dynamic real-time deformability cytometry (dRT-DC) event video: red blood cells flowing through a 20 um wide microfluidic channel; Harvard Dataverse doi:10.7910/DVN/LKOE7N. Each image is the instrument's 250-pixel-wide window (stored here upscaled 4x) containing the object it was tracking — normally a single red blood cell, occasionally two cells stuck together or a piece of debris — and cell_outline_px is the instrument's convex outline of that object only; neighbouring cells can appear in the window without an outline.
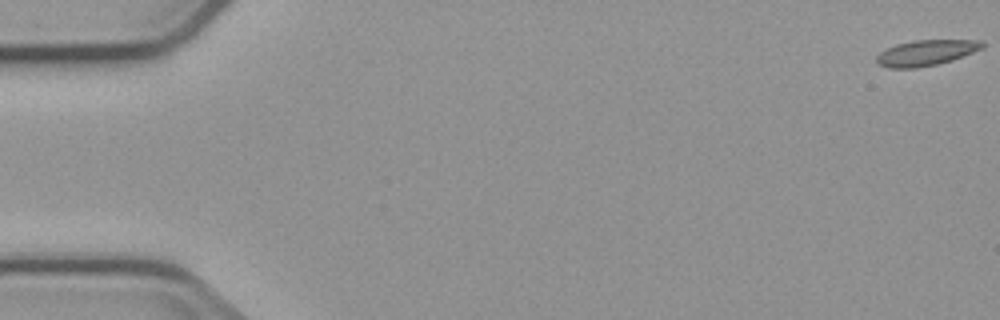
{"species": "common noctule bat (a hibernating species)", "species_latin": "Nyctalus noctula", "temperature_condition": "cold", "stored_images_in_passage": 9, "camera_frame_rate_fps": 3000, "um_per_image_px": 0.085, "animal": {"sex": "male", "body_mass_g": 23.1, "forearm_length_mm": 52.7}, "frame": {"image": 1, "passage_image": 1, "time_ms": 0.0, "image_size_px": [1000, 320], "cell_outline_px": [[984, 48], [952, 60], [936, 64], [916, 68], [888, 68], [876, 64], [876, 56], [880, 52], [896, 44], [912, 40], [976, 40], [984, 44]], "centroid_in_image_um": [78.67, 4.49], "position_along_channel_um": 6.3, "area_um2": 15.78}}
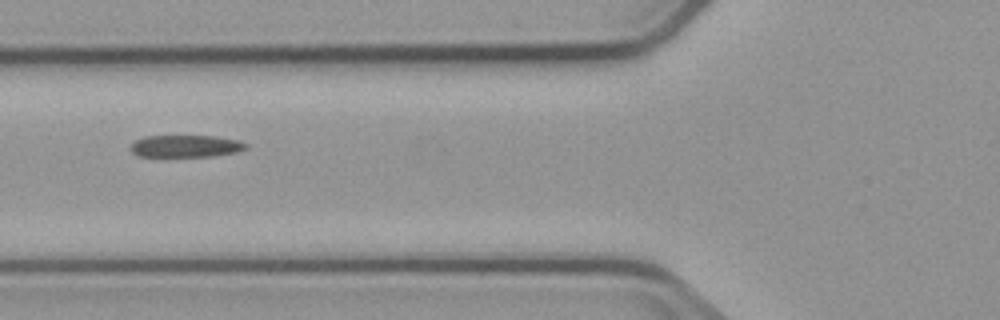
{"frame": {"image": 2, "passage_image": 7, "time_ms": 7.0, "image_size_px": [1000, 320], "cell_outline_px": [[248, 148], [236, 152], [212, 156], [136, 156], [132, 152], [132, 144], [136, 140], [144, 136], [216, 136], [240, 140], [248, 144]], "centroid_in_image_um": [15.83, 12.41], "position_along_channel_um": 110.0, "area_um2": 14.85}}
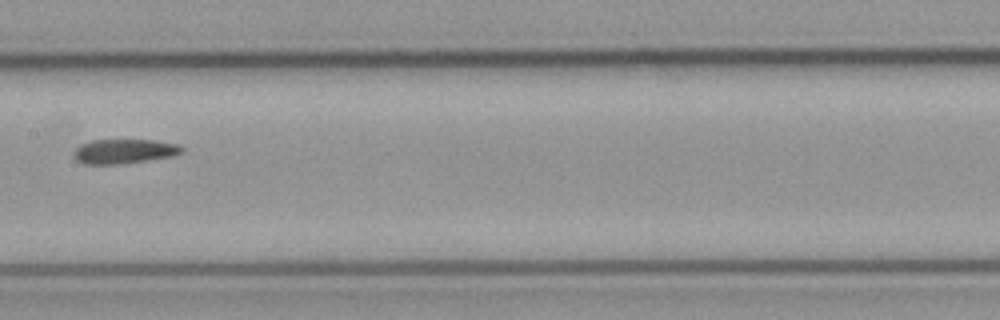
{"frame": {"image": 3, "passage_image": 9, "time_ms": 9.333, "image_size_px": [1000, 320], "cell_outline_px": [[184, 152], [176, 156], [116, 164], [84, 164], [76, 160], [72, 156], [72, 152], [80, 144], [92, 140], [152, 140], [176, 144], [184, 148]], "centroid_in_image_um": [10.53, 12.86], "position_along_channel_um": 196.9, "area_um2": 15.49}}